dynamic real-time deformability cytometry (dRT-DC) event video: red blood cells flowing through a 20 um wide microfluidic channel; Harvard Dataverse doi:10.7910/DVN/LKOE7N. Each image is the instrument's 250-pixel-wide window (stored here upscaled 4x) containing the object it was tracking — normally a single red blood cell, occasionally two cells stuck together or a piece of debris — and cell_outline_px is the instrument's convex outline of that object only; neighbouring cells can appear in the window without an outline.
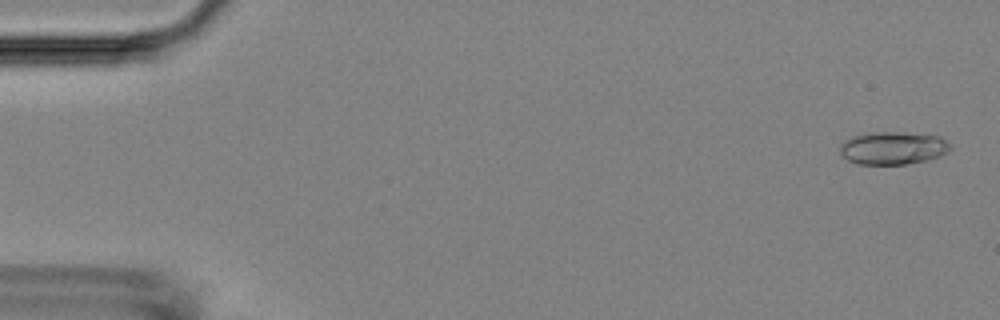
{"species": "Egyptian fruit bat (a non-hibernating species)", "species_latin": "Rousettus aegyptiacus", "temperature_condition": "room temperature", "stored_images_in_passage": 49, "camera_frame_rate_fps": 3000, "um_per_image_px": 0.085, "animal": {"sex": "female"}, "frame": {"image": 1, "passage_image": 2, "time_ms": 0.333, "image_size_px": [1000, 320], "cell_outline_px": [[952, 148], [948, 152], [940, 156], [924, 160], [904, 164], [860, 164], [848, 160], [840, 152], [840, 144], [852, 136], [872, 132], [896, 132], [936, 136], [944, 140]], "centroid_in_image_um": [75.87, 12.58], "position_along_channel_um": 9.1, "area_um2": 20.69}}
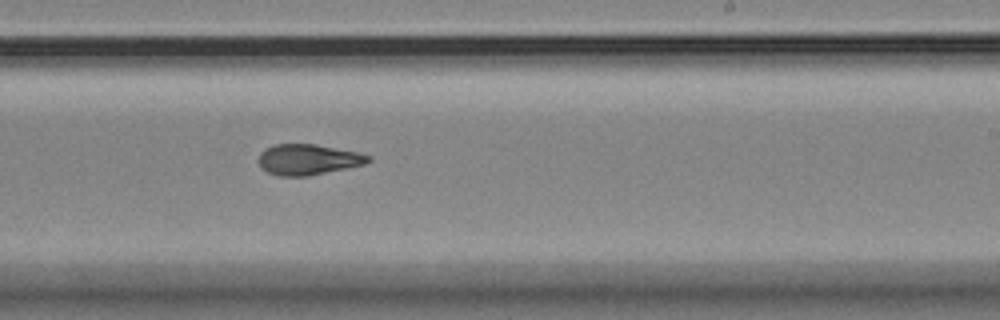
{"frame": {"image": 2, "passage_image": 33, "time_ms": 10.667, "image_size_px": [1000, 320], "cell_outline_px": [[372, 160], [364, 164], [308, 176], [280, 176], [268, 172], [260, 168], [260, 152], [264, 148], [276, 144], [316, 144], [356, 152], [372, 156]], "centroid_in_image_um": [26.18, 13.55], "position_along_channel_um": 262.8, "area_um2": 19.48}}
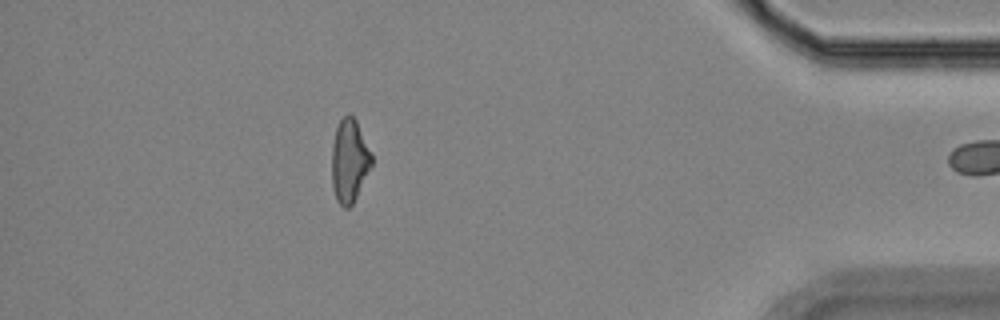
{"frame": {"image": 3, "passage_image": 48, "time_ms": 15.667, "image_size_px": [1000, 320], "cell_outline_px": [[372, 164], [352, 204], [348, 208], [344, 208], [336, 200], [332, 188], [332, 144], [336, 128], [340, 120], [348, 112], [356, 120], [372, 156]], "centroid_in_image_um": [29.67, 13.66], "position_along_channel_um": 405.5, "area_um2": 19.07}}